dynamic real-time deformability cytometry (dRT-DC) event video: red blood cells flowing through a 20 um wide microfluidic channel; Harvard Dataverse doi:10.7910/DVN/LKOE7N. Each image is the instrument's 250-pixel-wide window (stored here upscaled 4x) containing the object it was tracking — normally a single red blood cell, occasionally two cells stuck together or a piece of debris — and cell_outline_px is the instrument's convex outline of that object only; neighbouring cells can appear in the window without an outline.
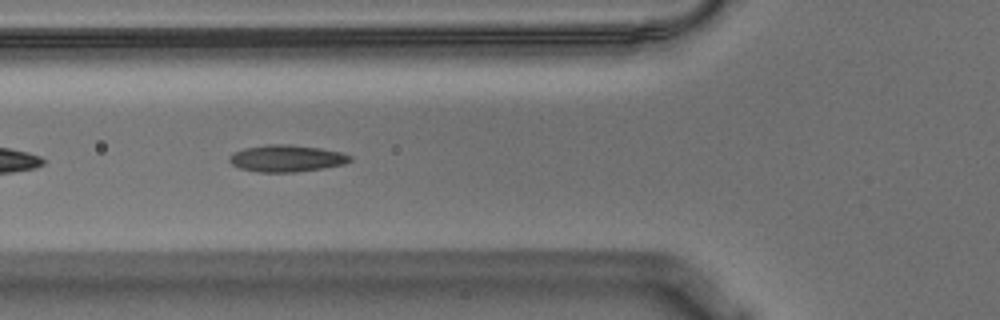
{"species": "Egyptian fruit bat (a non-hibernating species)", "species_latin": "Rousettus aegyptiacus", "temperature_condition": "warm", "stored_images_in_passage": 43, "segment_of_instrument_passage": [1, 2], "camera_frame_rate_fps": 3000, "um_per_image_px": 0.085, "animal": {"sex": "male"}, "frame": {"image": 1, "passage_image": 6, "time_ms": 1.667, "image_size_px": [1000, 320], "cell_outline_px": [[352, 160], [344, 164], [296, 172], [260, 172], [240, 168], [232, 164], [228, 160], [228, 156], [232, 152], [244, 148], [264, 144], [292, 144], [320, 148], [340, 152], [352, 156]], "centroid_in_image_um": [24.32, 13.44], "position_along_channel_um": 101.5, "area_um2": 18.96}}
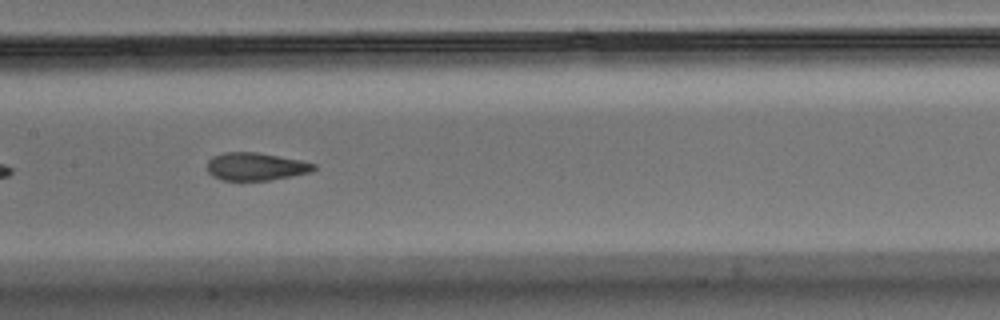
{"frame": {"image": 2, "passage_image": 13, "time_ms": 4.0, "image_size_px": [1000, 320], "cell_outline_px": [[316, 168], [312, 172], [292, 176], [268, 180], [224, 180], [212, 176], [208, 172], [208, 160], [212, 156], [224, 152], [256, 152], [300, 160], [316, 164]], "centroid_in_image_um": [21.74, 14.15], "position_along_channel_um": 185.7, "area_um2": 17.22}}
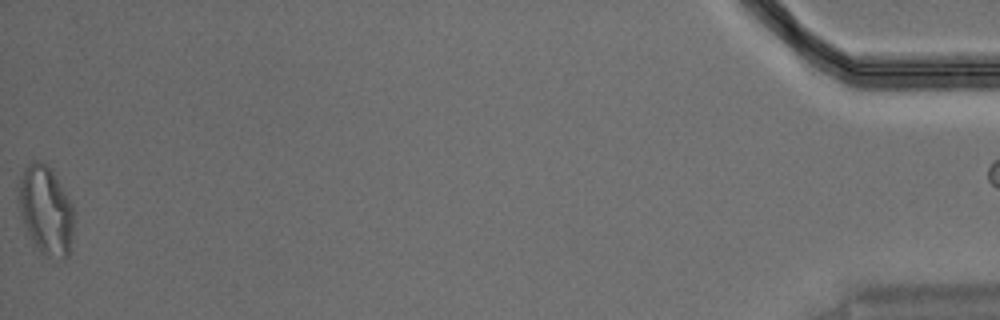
{"frame": {"image": 3, "passage_image": 42, "time_ms": 13.667, "image_size_px": [1000, 320], "cell_outline_px": [[72, 236], [68, 256], [64, 260], [60, 260], [44, 256], [40, 252], [32, 240], [24, 224], [20, 212], [20, 180], [24, 168], [32, 160], [40, 160], [52, 168], [72, 204]], "centroid_in_image_um": [3.91, 17.88], "position_along_channel_um": 431.3, "area_um2": 28.32}}